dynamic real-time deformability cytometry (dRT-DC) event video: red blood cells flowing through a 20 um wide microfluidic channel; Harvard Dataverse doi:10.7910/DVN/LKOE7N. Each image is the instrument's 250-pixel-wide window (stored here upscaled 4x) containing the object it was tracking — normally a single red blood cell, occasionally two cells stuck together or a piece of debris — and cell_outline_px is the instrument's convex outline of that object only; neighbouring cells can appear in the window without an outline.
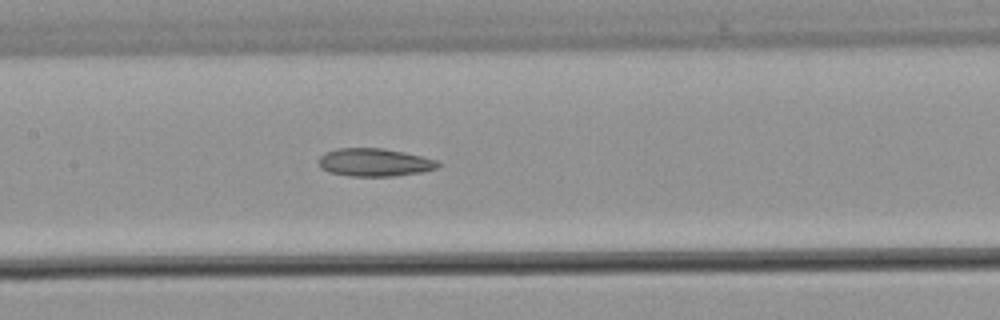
{"species": "common noctule bat (a hibernating species)", "species_latin": "Nyctalus noctula", "temperature_condition": "warm", "stored_images_in_passage": 30, "camera_frame_rate_fps": 3000, "um_per_image_px": 0.085, "animal": {"sex": "male", "body_mass_g": 21.5, "forearm_length_mm": 52.0}, "frame": {"image": 1, "passage_image": 9, "time_ms": 2.667, "image_size_px": [1000, 320], "cell_outline_px": [[440, 164], [436, 168], [420, 172], [396, 176], [348, 176], [328, 172], [320, 168], [320, 156], [324, 152], [336, 148], [384, 148], [404, 152], [436, 160]], "centroid_in_image_um": [31.79, 13.8], "position_along_channel_um": 175.6, "area_um2": 19.42}}